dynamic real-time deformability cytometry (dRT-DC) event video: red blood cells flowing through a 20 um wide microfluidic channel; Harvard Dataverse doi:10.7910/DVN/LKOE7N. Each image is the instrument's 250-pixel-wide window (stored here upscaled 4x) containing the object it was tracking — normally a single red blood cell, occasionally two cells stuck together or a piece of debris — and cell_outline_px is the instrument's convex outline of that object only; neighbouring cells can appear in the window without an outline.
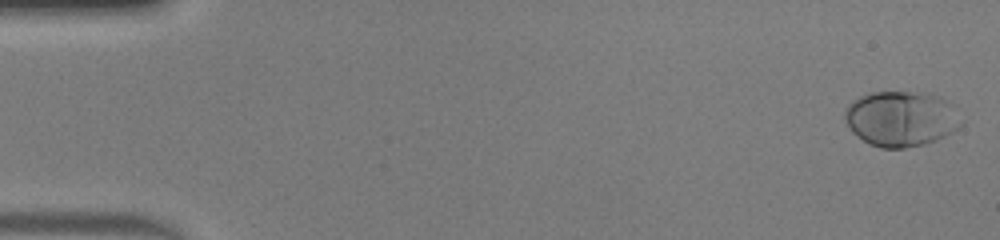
{"species": "human", "species_latin": "Homo sapiens", "temperature_condition": "warm", "stored_images_in_passage": 48, "camera_frame_rate_fps": 3000, "um_per_image_px": 0.085, "donor": {"sex": "male"}, "frame": {"image": 1, "passage_image": 1, "time_ms": 0.0, "image_size_px": [1000, 240], "cell_outline_px": [[960, 124], [956, 128], [944, 136], [936, 140], [924, 144], [904, 148], [880, 148], [868, 144], [852, 132], [844, 116], [844, 112], [848, 104], [852, 100], [860, 96], [872, 92], [928, 92], [940, 96], [956, 104]], "centroid_in_image_um": [76.59, 10.07], "position_along_channel_um": 8.4, "area_um2": 37.8}}
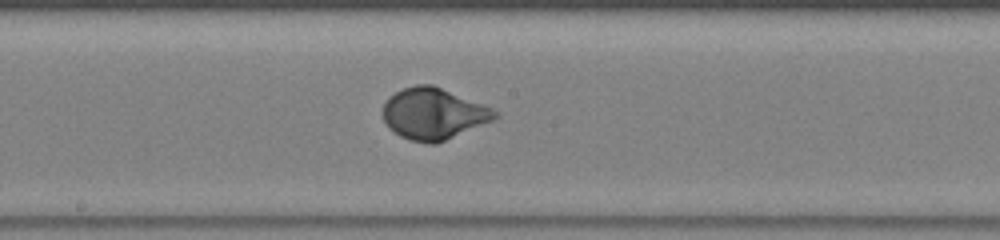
{"frame": {"image": 2, "passage_image": 26, "time_ms": 8.333, "image_size_px": [1000, 240], "cell_outline_px": [[500, 116], [492, 120], [436, 144], [428, 144], [408, 140], [400, 136], [388, 128], [380, 112], [388, 96], [404, 88], [416, 84], [432, 84], [484, 104], [492, 108]], "centroid_in_image_um": [36.8, 9.66], "position_along_channel_um": 211.4, "area_um2": 33.7}}
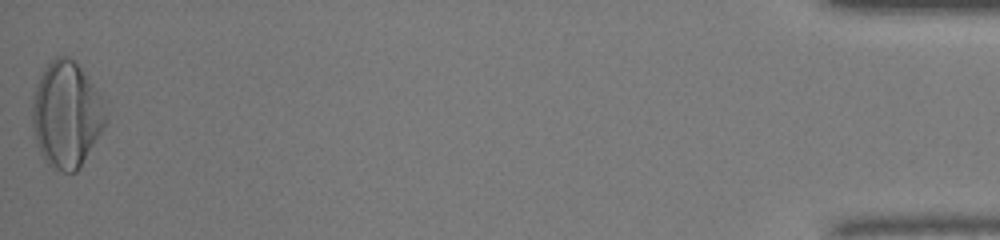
{"frame": {"image": 3, "passage_image": 48, "time_ms": 15.667, "image_size_px": [1000, 240], "cell_outline_px": [[104, 128], [80, 168], [76, 172], [64, 172], [48, 164], [40, 152], [36, 144], [32, 128], [32, 96], [36, 84], [44, 68], [56, 56], [68, 56], [84, 72], [92, 84], [96, 92], [104, 116]], "centroid_in_image_um": [5.58, 9.77], "position_along_channel_um": 429.6, "area_um2": 44.56}, "authors_computed_cell_mechanics": {"area_um2": 33.6396, "velocity_mm_per_s": 4.2793, "shape_relaxation_time_tau1_ms": 2.2181, "shape_relaxation_time_tau2_ms": null, "deformation_change_tau1": 0.1796, "deformation_change_tau2": null}}